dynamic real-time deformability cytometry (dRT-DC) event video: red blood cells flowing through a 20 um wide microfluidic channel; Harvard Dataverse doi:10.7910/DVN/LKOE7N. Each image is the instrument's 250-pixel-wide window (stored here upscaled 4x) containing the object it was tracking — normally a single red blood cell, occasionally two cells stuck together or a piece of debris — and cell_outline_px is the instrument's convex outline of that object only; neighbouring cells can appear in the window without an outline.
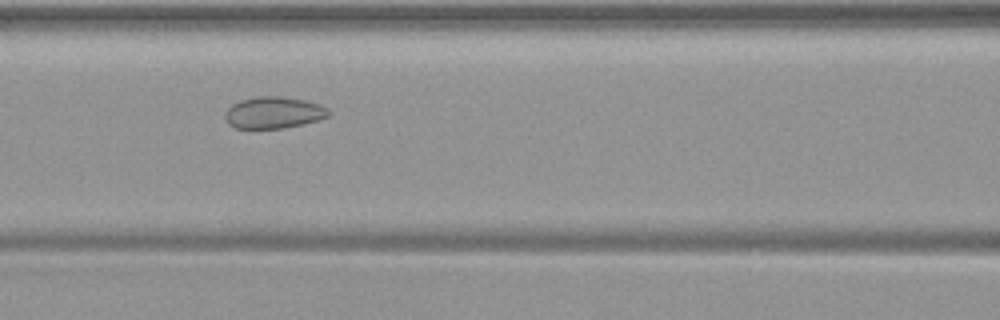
{"species": "common noctule bat (a hibernating species)", "species_latin": "Nyctalus noctula", "temperature_condition": "warm", "stored_images_in_passage": 38, "camera_frame_rate_fps": 3000, "um_per_image_px": 0.085, "animal": {"sex": "female", "body_mass_g": 19.9}, "frame": {"image": 1, "passage_image": 15, "time_ms": 4.667, "image_size_px": [1000, 320], "cell_outline_px": [[332, 112], [328, 116], [320, 120], [304, 124], [284, 128], [236, 128], [228, 124], [224, 116], [224, 112], [232, 104], [240, 100], [256, 96], [280, 96], [304, 100], [320, 104], [328, 108]], "centroid_in_image_um": [23.27, 9.57], "position_along_channel_um": 143.3, "area_um2": 19.36}}
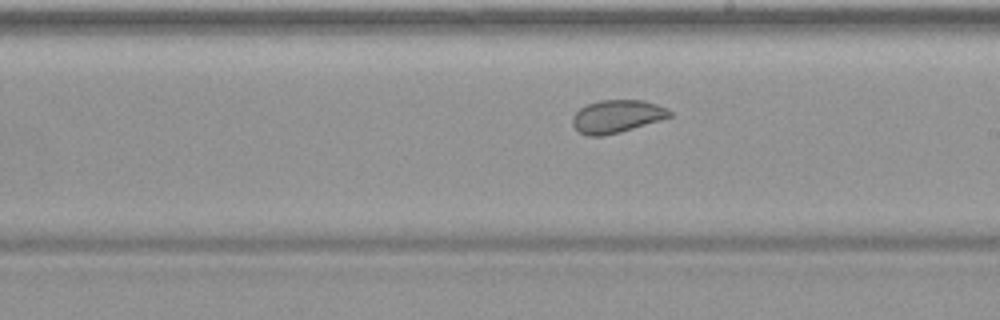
{"frame": {"image": 2, "passage_image": 22, "time_ms": 7.0, "image_size_px": [1000, 320], "cell_outline_px": [[672, 116], [660, 120], [620, 132], [604, 136], [588, 136], [580, 132], [572, 124], [572, 116], [580, 108], [588, 104], [600, 100], [644, 100], [656, 104], [672, 112]], "centroid_in_image_um": [52.41, 9.89], "position_along_channel_um": 236.6, "area_um2": 18.44}}
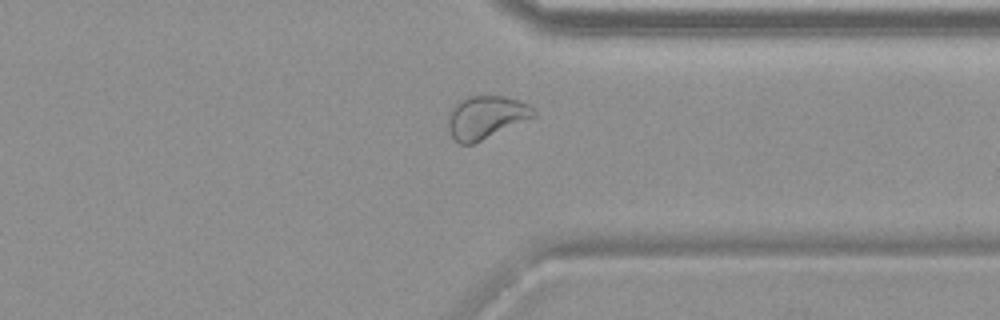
{"frame": {"image": 3, "passage_image": 32, "time_ms": 10.333, "image_size_px": [1000, 320], "cell_outline_px": [[536, 116], [472, 144], [460, 144], [452, 136], [448, 128], [448, 116], [456, 100], [468, 96], [504, 96], [520, 100], [528, 104], [536, 112]], "centroid_in_image_um": [41.29, 9.94], "position_along_channel_um": 370.1, "area_um2": 21.33}}